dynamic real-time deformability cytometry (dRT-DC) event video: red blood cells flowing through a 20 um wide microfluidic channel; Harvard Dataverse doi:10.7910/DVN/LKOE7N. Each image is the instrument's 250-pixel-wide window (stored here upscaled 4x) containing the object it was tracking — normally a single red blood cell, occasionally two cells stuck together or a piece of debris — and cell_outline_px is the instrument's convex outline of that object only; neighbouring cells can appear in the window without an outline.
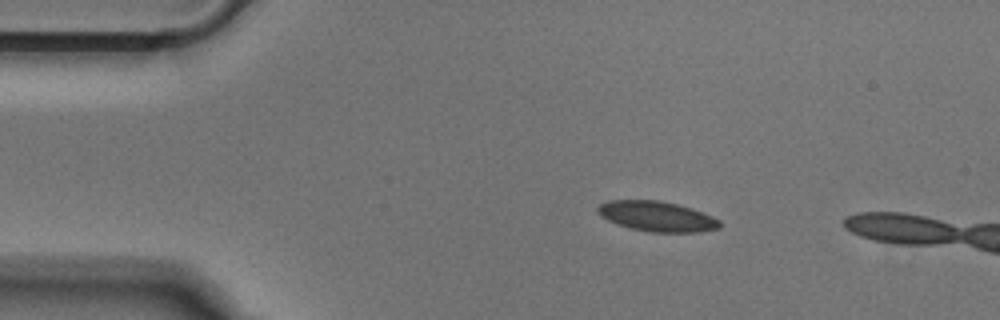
{"species": "Egyptian fruit bat (a non-hibernating species)", "species_latin": "Rousettus aegyptiacus", "temperature_condition": "cold", "stored_images_in_passage": 6, "camera_frame_rate_fps": 3000, "um_per_image_px": 0.085, "animal": {"sex": "male"}, "frame": {"image": 1, "passage_image": 1, "time_ms": 0.0, "image_size_px": [1000, 320], "cell_outline_px": [[720, 228], [700, 232], [652, 232], [632, 228], [616, 224], [600, 216], [596, 212], [596, 208], [600, 204], [608, 200], [656, 200], [676, 204], [692, 208], [712, 216], [720, 220]], "centroid_in_image_um": [55.82, 18.39], "position_along_channel_um": 29.2, "area_um2": 21.44}}